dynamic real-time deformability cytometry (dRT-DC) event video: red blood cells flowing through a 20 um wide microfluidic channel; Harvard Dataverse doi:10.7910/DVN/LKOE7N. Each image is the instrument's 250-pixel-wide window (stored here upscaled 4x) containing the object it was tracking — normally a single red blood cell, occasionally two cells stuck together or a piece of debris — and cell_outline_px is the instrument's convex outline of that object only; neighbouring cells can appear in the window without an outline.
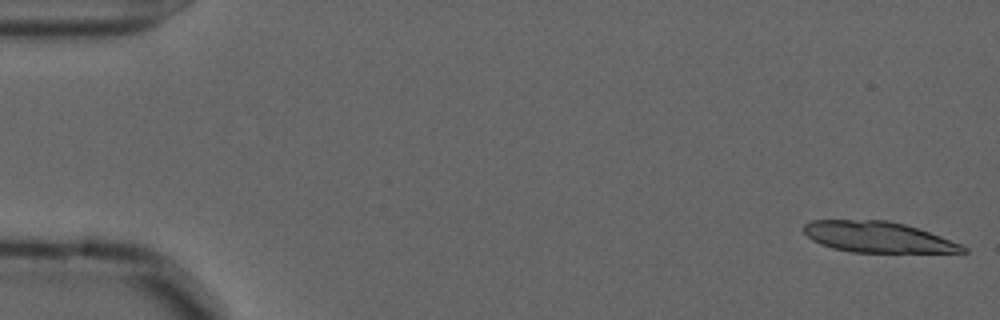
{"species": "common noctule bat (a hibernating species)", "species_latin": "Nyctalus noctula", "temperature_condition": "cold", "stored_images_in_passage": 16, "camera_frame_rate_fps": 3000, "um_per_image_px": 0.085, "animal": {"sex": "male", "forearm_length_mm": 52.5}, "frame": {"image": 1, "passage_image": 1, "time_ms": 0.0, "image_size_px": [1000, 320], "cell_outline_px": [[968, 252], [852, 252], [832, 248], [820, 244], [812, 240], [800, 228], [804, 224], [812, 220], [888, 220], [904, 224], [940, 236], [960, 244], [968, 248]], "centroid_in_image_um": [74.55, 20.14], "position_along_channel_um": 10.4, "area_um2": 28.38}}